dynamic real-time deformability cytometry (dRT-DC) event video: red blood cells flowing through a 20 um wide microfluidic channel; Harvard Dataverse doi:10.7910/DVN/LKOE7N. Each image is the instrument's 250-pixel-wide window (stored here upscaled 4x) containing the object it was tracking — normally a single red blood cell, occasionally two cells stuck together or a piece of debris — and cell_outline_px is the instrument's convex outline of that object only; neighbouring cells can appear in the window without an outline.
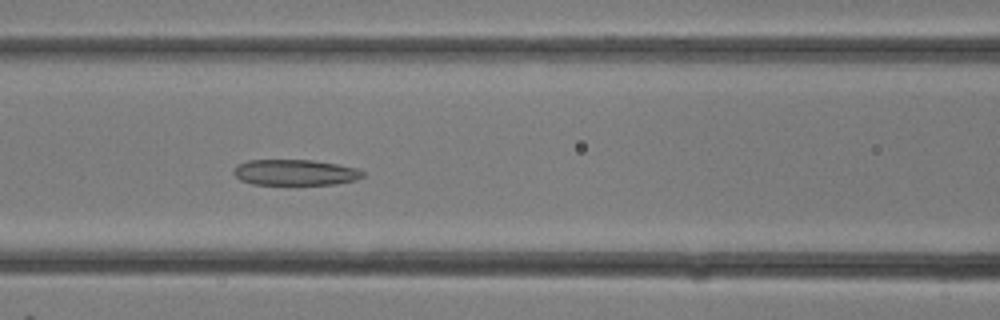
{"species": "common noctule bat (a hibernating species)", "species_latin": "Nyctalus noctula", "temperature_condition": "room temperature", "stored_images_in_passage": 18, "camera_frame_rate_fps": 3000, "um_per_image_px": 0.085, "animal": {"sex": "female"}, "frame": {"image": 1, "passage_image": 13, "time_ms": 4.0, "image_size_px": [1000, 320], "cell_outline_px": [[364, 176], [356, 180], [336, 184], [252, 184], [240, 180], [232, 172], [236, 164], [248, 160], [312, 160], [336, 164], [356, 168], [364, 172]], "centroid_in_image_um": [25.06, 14.65], "position_along_channel_um": 141.5, "area_um2": 19.42}}
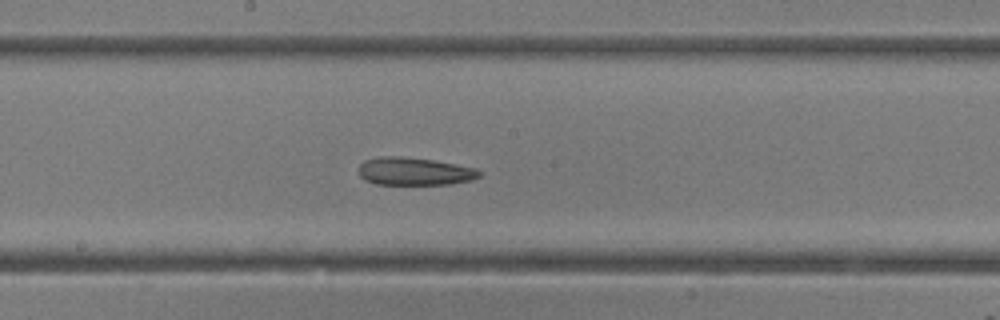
{"frame": {"image": 2, "passage_image": 16, "time_ms": 5.0, "image_size_px": [1000, 320], "cell_outline_px": [[480, 176], [472, 180], [452, 184], [376, 184], [364, 180], [360, 176], [360, 164], [364, 160], [380, 156], [400, 156], [432, 160], [456, 164], [476, 168], [480, 172]], "centroid_in_image_um": [35.22, 14.56], "position_along_channel_um": 213.0, "area_um2": 19.54}}
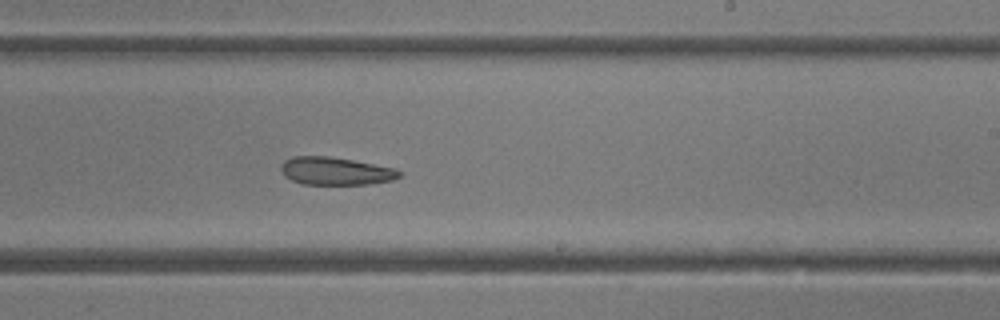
{"frame": {"image": 3, "passage_image": 18, "time_ms": 5.667, "image_size_px": [1000, 320], "cell_outline_px": [[404, 172], [400, 176], [392, 180], [368, 184], [300, 184], [284, 176], [280, 168], [280, 164], [284, 160], [292, 156], [328, 156], [352, 160], [396, 168]], "centroid_in_image_um": [28.51, 14.53], "position_along_channel_um": 260.5, "area_um2": 19.31}}